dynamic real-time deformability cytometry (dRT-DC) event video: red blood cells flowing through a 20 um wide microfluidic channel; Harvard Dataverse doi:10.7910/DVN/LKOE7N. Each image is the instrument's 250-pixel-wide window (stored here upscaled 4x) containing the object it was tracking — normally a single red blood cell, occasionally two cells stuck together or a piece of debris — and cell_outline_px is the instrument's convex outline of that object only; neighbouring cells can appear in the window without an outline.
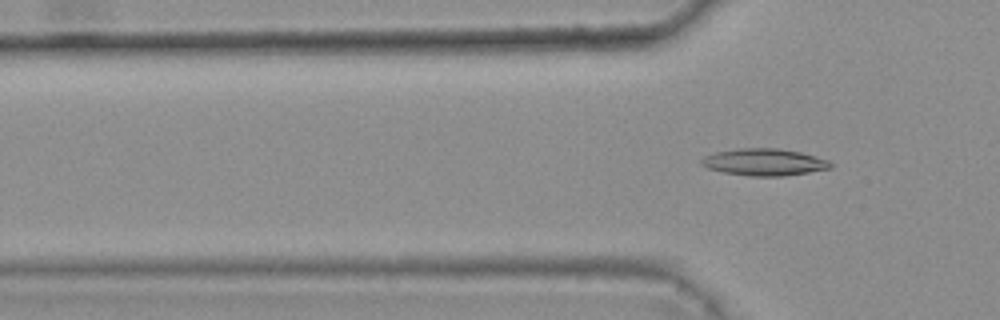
{"species": "common noctule bat (a hibernating species)", "species_latin": "Nyctalus noctula", "temperature_condition": "warm", "stored_images_in_passage": 2, "camera_frame_rate_fps": 3000, "um_per_image_px": 0.085, "animal": {"sex": "female", "body_mass_g": 25.1}, "frame": {"image": 1, "passage_image": 2, "time_ms": 0.333, "image_size_px": [1000, 320], "cell_outline_px": [[832, 168], [784, 176], [752, 176], [724, 172], [708, 168], [700, 164], [700, 160], [704, 156], [716, 152], [736, 148], [780, 148], [800, 152], [828, 160], [832, 164]], "centroid_in_image_um": [64.94, 13.77], "position_along_channel_um": 60.9, "area_um2": 20.23}}